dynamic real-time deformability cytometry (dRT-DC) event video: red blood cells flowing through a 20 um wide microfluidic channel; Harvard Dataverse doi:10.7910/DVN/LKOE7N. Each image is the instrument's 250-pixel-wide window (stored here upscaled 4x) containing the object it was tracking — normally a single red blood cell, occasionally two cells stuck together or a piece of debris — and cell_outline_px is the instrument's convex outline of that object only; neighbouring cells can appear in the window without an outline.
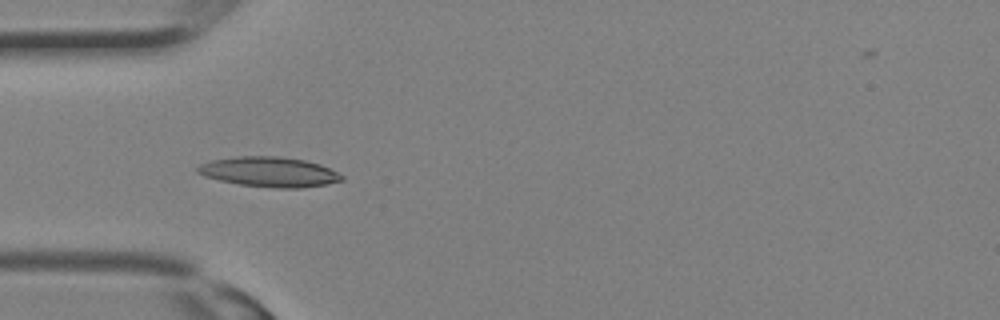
{"species": "Egyptian fruit bat (a non-hibernating species)", "species_latin": "Rousettus aegyptiacus", "temperature_condition": "room temperature", "stored_images_in_passage": 23, "camera_frame_rate_fps": 3000, "um_per_image_px": 0.085, "animal": {"sex": "female"}, "frame": {"image": 1, "passage_image": 10, "time_ms": 3.0, "image_size_px": [1000, 320], "cell_outline_px": [[344, 180], [324, 184], [300, 188], [276, 188], [240, 184], [220, 180], [204, 176], [196, 172], [196, 168], [200, 164], [212, 160], [236, 156], [280, 156], [304, 160], [320, 164], [344, 176]], "centroid_in_image_um": [22.87, 14.6], "position_along_channel_um": 62.1, "area_um2": 25.03}}
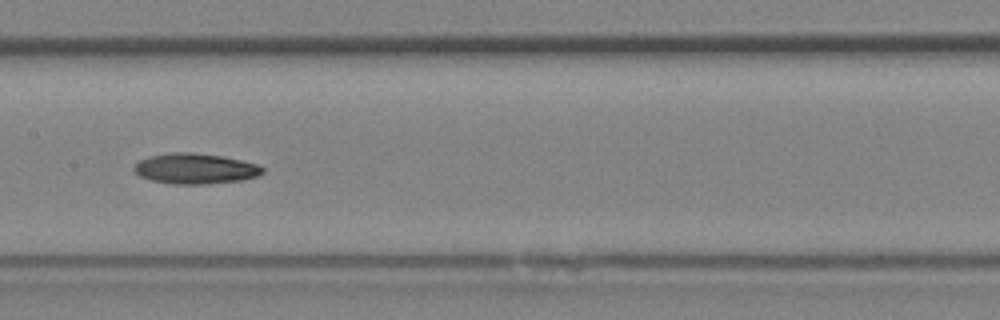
{"frame": {"image": 2, "passage_image": 16, "time_ms": 5.0, "image_size_px": [1000, 320], "cell_outline_px": [[264, 172], [256, 176], [240, 180], [208, 184], [172, 184], [152, 180], [140, 176], [132, 168], [140, 160], [148, 156], [172, 152], [192, 152], [224, 156], [256, 164], [264, 168]], "centroid_in_image_um": [16.58, 14.33], "position_along_channel_um": 190.8, "area_um2": 22.77}}
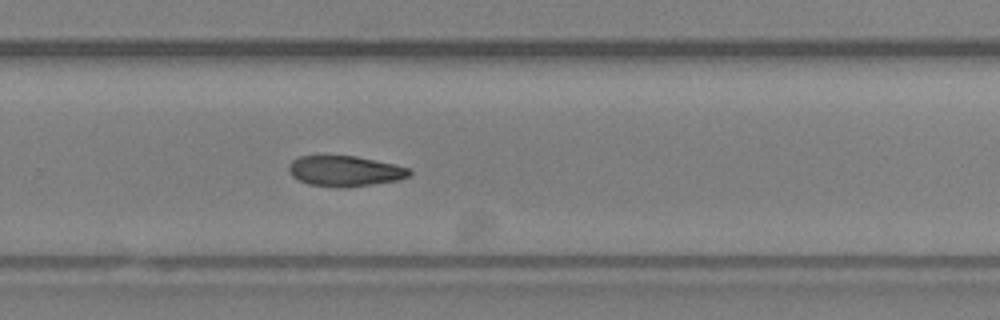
{"frame": {"image": 3, "passage_image": 21, "time_ms": 6.667, "image_size_px": [1000, 320], "cell_outline_px": [[412, 172], [408, 176], [400, 180], [344, 188], [336, 188], [308, 184], [292, 176], [288, 172], [288, 164], [292, 160], [300, 156], [320, 152], [356, 156], [396, 164], [412, 168]], "centroid_in_image_um": [29.28, 14.49], "position_along_channel_um": 300.5, "area_um2": 22.54}}